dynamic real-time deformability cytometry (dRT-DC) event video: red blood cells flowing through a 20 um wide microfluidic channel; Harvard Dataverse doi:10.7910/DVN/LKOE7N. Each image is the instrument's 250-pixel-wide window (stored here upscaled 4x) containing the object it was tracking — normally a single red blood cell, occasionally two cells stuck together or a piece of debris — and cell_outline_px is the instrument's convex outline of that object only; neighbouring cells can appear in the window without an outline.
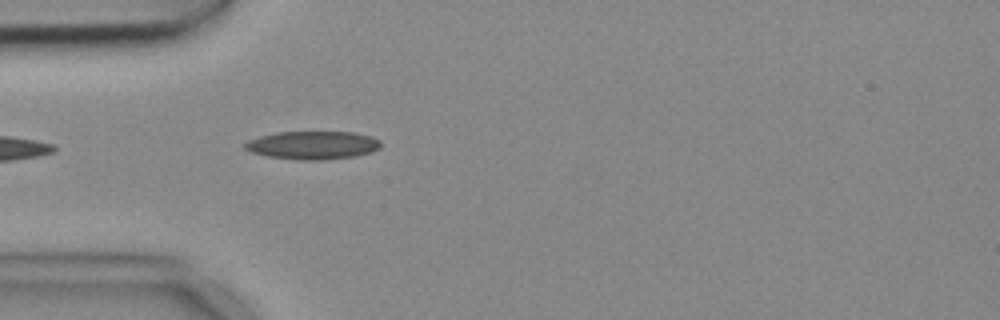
{"species": "common noctule bat (a hibernating species)", "species_latin": "Nyctalus noctula", "temperature_condition": "cold", "stored_images_in_passage": 2, "camera_frame_rate_fps": 3000, "um_per_image_px": 0.085, "animal": {"sex": "female", "body_mass_g": 18.4}, "frame": {"image": 1, "passage_image": 2, "time_ms": 0.333, "image_size_px": [1000, 320], "cell_outline_px": [[380, 148], [372, 152], [356, 156], [324, 160], [300, 160], [268, 156], [252, 152], [244, 148], [244, 144], [248, 140], [260, 136], [276, 132], [352, 132], [372, 136], [380, 140]], "centroid_in_image_um": [26.61, 12.34], "position_along_channel_um": 58.4, "area_um2": 22.37}}